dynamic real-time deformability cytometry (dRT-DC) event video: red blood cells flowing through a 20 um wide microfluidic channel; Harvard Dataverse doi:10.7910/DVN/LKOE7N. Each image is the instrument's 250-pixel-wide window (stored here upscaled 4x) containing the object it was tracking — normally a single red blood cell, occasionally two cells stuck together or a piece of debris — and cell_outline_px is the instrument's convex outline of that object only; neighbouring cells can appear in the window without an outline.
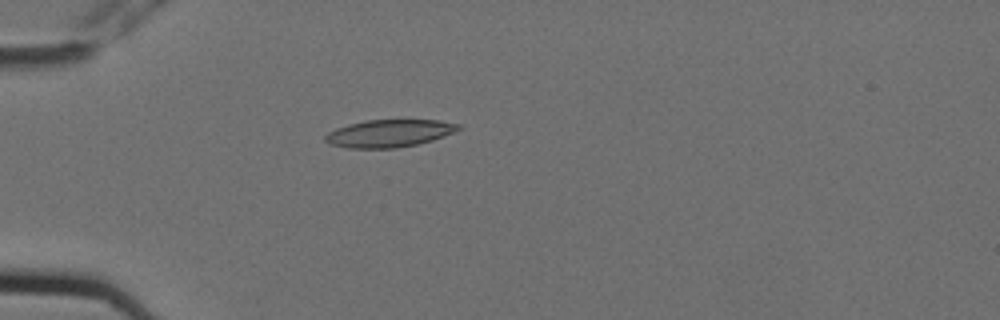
{"species": "Egyptian fruit bat (a non-hibernating species)", "species_latin": "Rousettus aegyptiacus", "temperature_condition": "cold", "stored_images_in_passage": 4, "camera_frame_rate_fps": 3000, "um_per_image_px": 0.085, "animal": {"sex": "female"}, "frame": {"image": 1, "passage_image": 2, "time_ms": 0.333, "image_size_px": [1000, 320], "cell_outline_px": [[464, 128], [444, 136], [432, 140], [416, 144], [396, 148], [348, 148], [328, 144], [324, 140], [324, 136], [328, 132], [336, 128], [348, 124], [368, 120], [440, 120], [460, 124]], "centroid_in_image_um": [33.08, 11.33], "position_along_channel_um": 51.9, "area_um2": 21.44}}
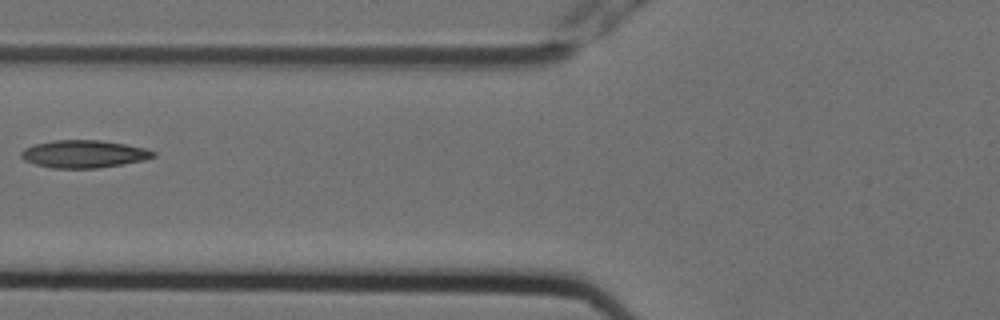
{"frame": {"image": 2, "passage_image": 4, "time_ms": 1.0, "image_size_px": [1000, 320], "cell_outline_px": [[156, 156], [144, 160], [96, 168], [52, 168], [36, 164], [24, 160], [20, 156], [20, 152], [24, 148], [36, 144], [52, 140], [100, 140], [124, 144], [144, 148], [156, 152]], "centroid_in_image_um": [7.1, 13.08], "position_along_channel_um": 118.7, "area_um2": 21.1}}